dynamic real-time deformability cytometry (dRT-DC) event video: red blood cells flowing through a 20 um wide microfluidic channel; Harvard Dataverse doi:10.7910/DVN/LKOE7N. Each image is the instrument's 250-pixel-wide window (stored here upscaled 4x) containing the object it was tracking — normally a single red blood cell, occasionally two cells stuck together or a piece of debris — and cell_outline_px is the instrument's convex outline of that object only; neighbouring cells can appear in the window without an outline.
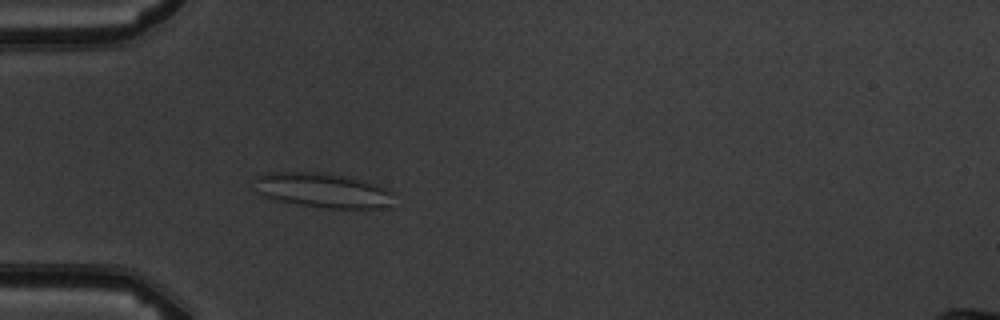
{"species": "common noctule bat (a hibernating species)", "species_latin": "Nyctalus noctula", "temperature_condition": "warm", "stored_images_in_passage": 5, "camera_frame_rate_fps": 3000, "um_per_image_px": 0.085, "animal": {"sex": "male", "body_mass_g": 19.5, "forearm_length_mm": 54.6}, "frame": {"image": 1, "passage_image": 5, "time_ms": 4.333, "image_size_px": [1000, 320], "cell_outline_px": [[396, 192], [388, 204], [384, 208], [328, 208], [300, 204], [280, 200], [264, 196], [260, 192], [252, 180], [252, 176], [268, 172], [324, 172], [368, 180], [388, 188]], "centroid_in_image_um": [27.47, 16.14], "position_along_channel_um": 57.5, "area_um2": 28.44}}